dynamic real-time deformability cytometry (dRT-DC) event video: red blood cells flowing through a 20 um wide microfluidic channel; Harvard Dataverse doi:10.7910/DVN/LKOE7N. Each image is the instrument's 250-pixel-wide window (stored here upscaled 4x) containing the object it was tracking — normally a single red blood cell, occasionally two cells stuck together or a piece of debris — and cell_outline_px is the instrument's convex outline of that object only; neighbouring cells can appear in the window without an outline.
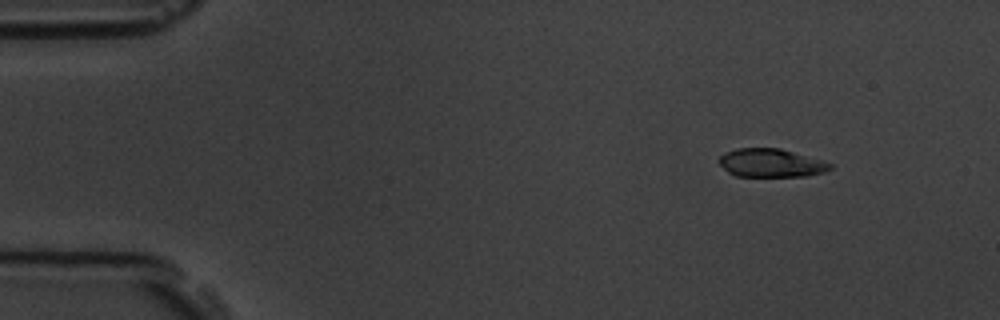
{"species": "common noctule bat (a hibernating species)", "species_latin": "Nyctalus noctula", "temperature_condition": "room temperature", "stored_images_in_passage": 5, "segment_of_instrument_passage": [1, 2], "camera_frame_rate_fps": 3000, "um_per_image_px": 0.085, "animal": {"sex": "male", "body_mass_g": 19.5, "forearm_length_mm": 54.6}, "frame": {"image": 1, "passage_image": 1, "time_ms": 0.0, "image_size_px": [1000, 320], "cell_outline_px": [[832, 168], [824, 172], [804, 176], [736, 176], [728, 172], [720, 164], [720, 156], [724, 152], [736, 148], [780, 148], [820, 160], [832, 164]], "centroid_in_image_um": [65.51, 13.85], "position_along_channel_um": 19.5, "area_um2": 18.15}}